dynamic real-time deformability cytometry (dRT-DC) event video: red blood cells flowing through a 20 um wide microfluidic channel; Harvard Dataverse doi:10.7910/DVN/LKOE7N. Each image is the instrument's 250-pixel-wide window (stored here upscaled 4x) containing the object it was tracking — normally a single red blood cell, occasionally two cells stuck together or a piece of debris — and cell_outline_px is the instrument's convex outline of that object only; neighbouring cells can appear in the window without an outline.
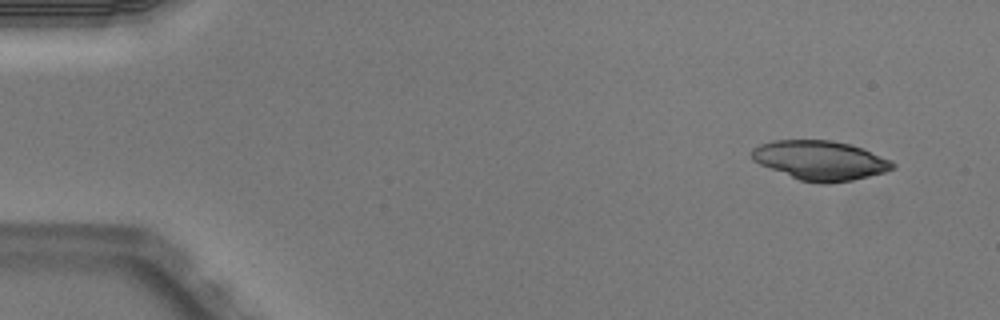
{"species": "Egyptian fruit bat (a non-hibernating species)", "species_latin": "Rousettus aegyptiacus", "temperature_condition": "warm", "stored_images_in_passage": 5, "camera_frame_rate_fps": 3000, "um_per_image_px": 0.085, "animal": {"sex": "male"}, "frame": {"image": 1, "passage_image": 1, "time_ms": 0.0, "image_size_px": [1000, 320], "cell_outline_px": [[896, 168], [884, 172], [852, 180], [828, 184], [820, 184], [800, 180], [760, 164], [752, 160], [752, 148], [760, 144], [772, 140], [832, 140], [852, 144], [864, 148], [892, 160], [896, 164]], "centroid_in_image_um": [69.76, 13.62], "position_along_channel_um": 15.2, "area_um2": 32.54}}